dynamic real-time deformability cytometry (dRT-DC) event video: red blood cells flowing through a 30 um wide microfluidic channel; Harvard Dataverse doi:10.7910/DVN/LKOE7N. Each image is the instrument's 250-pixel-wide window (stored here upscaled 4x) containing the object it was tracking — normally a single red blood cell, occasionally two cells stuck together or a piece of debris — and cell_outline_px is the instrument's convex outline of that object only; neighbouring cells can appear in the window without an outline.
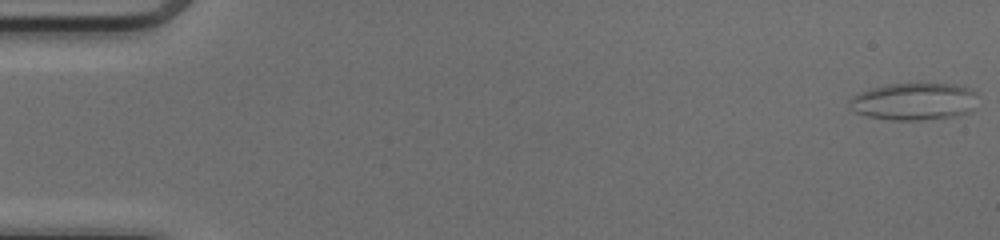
{"species": "common noctule bat (a hibernating species)", "species_latin": "Nyctalus noctula", "temperature_condition": "cold", "stored_images_in_passage": 15, "camera_frame_rate_fps": 3000, "um_per_image_px": 0.085, "animal": {"sex": "female", "body_mass_g": 17.0, "forearm_length_mm": 48.0}, "frame": {"image": 1, "passage_image": 1, "time_ms": 0.0, "image_size_px": [1000, 240], "cell_outline_px": [[976, 108], [972, 112], [956, 116], [920, 120], [892, 120], [868, 116], [856, 112], [848, 108], [848, 100], [852, 96], [860, 92], [884, 84], [952, 84], [968, 88], [976, 92]], "centroid_in_image_um": [77.7, 8.63], "position_along_channel_um": 7.3, "area_um2": 28.09}}